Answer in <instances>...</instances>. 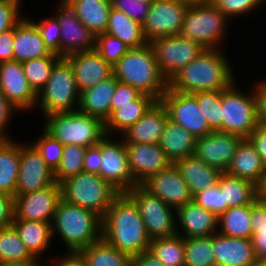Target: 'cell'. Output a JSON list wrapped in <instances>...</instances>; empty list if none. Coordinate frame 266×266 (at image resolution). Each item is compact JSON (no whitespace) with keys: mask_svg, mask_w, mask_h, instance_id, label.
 Segmentation results:
<instances>
[{"mask_svg":"<svg viewBox=\"0 0 266 266\" xmlns=\"http://www.w3.org/2000/svg\"><path fill=\"white\" fill-rule=\"evenodd\" d=\"M43 129L61 144L85 148L96 146L106 135L105 123L80 111L44 116Z\"/></svg>","mask_w":266,"mask_h":266,"instance_id":"5b68a950","label":"cell"},{"mask_svg":"<svg viewBox=\"0 0 266 266\" xmlns=\"http://www.w3.org/2000/svg\"><path fill=\"white\" fill-rule=\"evenodd\" d=\"M41 259L42 258L34 257L33 259L23 261H5L0 262V266H43L41 264V262H43ZM45 266H47V264Z\"/></svg>","mask_w":266,"mask_h":266,"instance_id":"e7e4bbea","label":"cell"},{"mask_svg":"<svg viewBox=\"0 0 266 266\" xmlns=\"http://www.w3.org/2000/svg\"><path fill=\"white\" fill-rule=\"evenodd\" d=\"M171 121L183 127L195 138L211 133L208 122L192 94L179 93L167 88L161 100Z\"/></svg>","mask_w":266,"mask_h":266,"instance_id":"4fadbf2b","label":"cell"},{"mask_svg":"<svg viewBox=\"0 0 266 266\" xmlns=\"http://www.w3.org/2000/svg\"><path fill=\"white\" fill-rule=\"evenodd\" d=\"M38 138L32 144L41 153V156L49 168L54 172L61 161L64 145L52 137L44 129Z\"/></svg>","mask_w":266,"mask_h":266,"instance_id":"bcb514c9","label":"cell"},{"mask_svg":"<svg viewBox=\"0 0 266 266\" xmlns=\"http://www.w3.org/2000/svg\"><path fill=\"white\" fill-rule=\"evenodd\" d=\"M12 225L34 257L41 258L42 254L51 248L53 240L51 223L14 219Z\"/></svg>","mask_w":266,"mask_h":266,"instance_id":"d6a6232c","label":"cell"},{"mask_svg":"<svg viewBox=\"0 0 266 266\" xmlns=\"http://www.w3.org/2000/svg\"><path fill=\"white\" fill-rule=\"evenodd\" d=\"M259 199L263 200L266 204V196H258Z\"/></svg>","mask_w":266,"mask_h":266,"instance_id":"89a4df30","label":"cell"},{"mask_svg":"<svg viewBox=\"0 0 266 266\" xmlns=\"http://www.w3.org/2000/svg\"><path fill=\"white\" fill-rule=\"evenodd\" d=\"M218 220L216 213L192 200L176 210V231L183 238L208 237L218 232Z\"/></svg>","mask_w":266,"mask_h":266,"instance_id":"603a6c76","label":"cell"},{"mask_svg":"<svg viewBox=\"0 0 266 266\" xmlns=\"http://www.w3.org/2000/svg\"><path fill=\"white\" fill-rule=\"evenodd\" d=\"M212 131H222L221 90L197 91L192 93Z\"/></svg>","mask_w":266,"mask_h":266,"instance_id":"ee69618b","label":"cell"},{"mask_svg":"<svg viewBox=\"0 0 266 266\" xmlns=\"http://www.w3.org/2000/svg\"><path fill=\"white\" fill-rule=\"evenodd\" d=\"M79 20L95 35L105 33L111 0H64Z\"/></svg>","mask_w":266,"mask_h":266,"instance_id":"1f68e13d","label":"cell"},{"mask_svg":"<svg viewBox=\"0 0 266 266\" xmlns=\"http://www.w3.org/2000/svg\"><path fill=\"white\" fill-rule=\"evenodd\" d=\"M248 139L254 145L263 164L266 166V126L258 124Z\"/></svg>","mask_w":266,"mask_h":266,"instance_id":"91938a15","label":"cell"},{"mask_svg":"<svg viewBox=\"0 0 266 266\" xmlns=\"http://www.w3.org/2000/svg\"><path fill=\"white\" fill-rule=\"evenodd\" d=\"M80 92L70 63L60 57L53 66L50 78L39 91L35 108L44 116L78 110ZM75 105V106H74Z\"/></svg>","mask_w":266,"mask_h":266,"instance_id":"8992f818","label":"cell"},{"mask_svg":"<svg viewBox=\"0 0 266 266\" xmlns=\"http://www.w3.org/2000/svg\"><path fill=\"white\" fill-rule=\"evenodd\" d=\"M153 0H111L112 8L122 11L134 21L143 24Z\"/></svg>","mask_w":266,"mask_h":266,"instance_id":"f907efd6","label":"cell"},{"mask_svg":"<svg viewBox=\"0 0 266 266\" xmlns=\"http://www.w3.org/2000/svg\"><path fill=\"white\" fill-rule=\"evenodd\" d=\"M45 56H57L46 47L36 25L23 17L15 26L13 40V60L23 62Z\"/></svg>","mask_w":266,"mask_h":266,"instance_id":"484cf974","label":"cell"},{"mask_svg":"<svg viewBox=\"0 0 266 266\" xmlns=\"http://www.w3.org/2000/svg\"><path fill=\"white\" fill-rule=\"evenodd\" d=\"M14 216V197L0 192V228L12 226Z\"/></svg>","mask_w":266,"mask_h":266,"instance_id":"6f0895ef","label":"cell"},{"mask_svg":"<svg viewBox=\"0 0 266 266\" xmlns=\"http://www.w3.org/2000/svg\"><path fill=\"white\" fill-rule=\"evenodd\" d=\"M119 81L114 75L80 92L78 111L96 117L104 123L111 116V100Z\"/></svg>","mask_w":266,"mask_h":266,"instance_id":"83f0119b","label":"cell"},{"mask_svg":"<svg viewBox=\"0 0 266 266\" xmlns=\"http://www.w3.org/2000/svg\"><path fill=\"white\" fill-rule=\"evenodd\" d=\"M216 266H255L257 258L251 239L212 235Z\"/></svg>","mask_w":266,"mask_h":266,"instance_id":"cb8c5ba5","label":"cell"},{"mask_svg":"<svg viewBox=\"0 0 266 266\" xmlns=\"http://www.w3.org/2000/svg\"><path fill=\"white\" fill-rule=\"evenodd\" d=\"M61 197L66 202L96 212L102 218L119 191L99 175L80 172L64 180Z\"/></svg>","mask_w":266,"mask_h":266,"instance_id":"9c48e42d","label":"cell"},{"mask_svg":"<svg viewBox=\"0 0 266 266\" xmlns=\"http://www.w3.org/2000/svg\"><path fill=\"white\" fill-rule=\"evenodd\" d=\"M64 58L70 63L79 92L113 75V67L95 49L77 52Z\"/></svg>","mask_w":266,"mask_h":266,"instance_id":"7402d4cb","label":"cell"},{"mask_svg":"<svg viewBox=\"0 0 266 266\" xmlns=\"http://www.w3.org/2000/svg\"><path fill=\"white\" fill-rule=\"evenodd\" d=\"M253 83L258 98L259 124L266 126V79Z\"/></svg>","mask_w":266,"mask_h":266,"instance_id":"6125c7cd","label":"cell"},{"mask_svg":"<svg viewBox=\"0 0 266 266\" xmlns=\"http://www.w3.org/2000/svg\"><path fill=\"white\" fill-rule=\"evenodd\" d=\"M20 164V142L0 139V192L15 197Z\"/></svg>","mask_w":266,"mask_h":266,"instance_id":"836d02e7","label":"cell"},{"mask_svg":"<svg viewBox=\"0 0 266 266\" xmlns=\"http://www.w3.org/2000/svg\"><path fill=\"white\" fill-rule=\"evenodd\" d=\"M105 135L101 139L102 164L99 176L109 182L119 192H127L138 185L132 177L123 138L114 139ZM122 140V141H121Z\"/></svg>","mask_w":266,"mask_h":266,"instance_id":"7c38bea8","label":"cell"},{"mask_svg":"<svg viewBox=\"0 0 266 266\" xmlns=\"http://www.w3.org/2000/svg\"><path fill=\"white\" fill-rule=\"evenodd\" d=\"M34 256L20 239L14 226L0 228V262L23 261Z\"/></svg>","mask_w":266,"mask_h":266,"instance_id":"60d3db41","label":"cell"},{"mask_svg":"<svg viewBox=\"0 0 266 266\" xmlns=\"http://www.w3.org/2000/svg\"><path fill=\"white\" fill-rule=\"evenodd\" d=\"M102 239L129 257L149 250L151 239L138 205L127 192H119L102 218Z\"/></svg>","mask_w":266,"mask_h":266,"instance_id":"6da1fadb","label":"cell"},{"mask_svg":"<svg viewBox=\"0 0 266 266\" xmlns=\"http://www.w3.org/2000/svg\"><path fill=\"white\" fill-rule=\"evenodd\" d=\"M149 251L165 266H184V238L179 234L151 239Z\"/></svg>","mask_w":266,"mask_h":266,"instance_id":"f35d334b","label":"cell"},{"mask_svg":"<svg viewBox=\"0 0 266 266\" xmlns=\"http://www.w3.org/2000/svg\"><path fill=\"white\" fill-rule=\"evenodd\" d=\"M189 5L176 0H153L142 24L148 42L164 36L180 35Z\"/></svg>","mask_w":266,"mask_h":266,"instance_id":"5bb4252c","label":"cell"},{"mask_svg":"<svg viewBox=\"0 0 266 266\" xmlns=\"http://www.w3.org/2000/svg\"><path fill=\"white\" fill-rule=\"evenodd\" d=\"M196 138L180 125L167 120L159 140V147L174 163L175 161L194 155Z\"/></svg>","mask_w":266,"mask_h":266,"instance_id":"4dcf8cb0","label":"cell"},{"mask_svg":"<svg viewBox=\"0 0 266 266\" xmlns=\"http://www.w3.org/2000/svg\"><path fill=\"white\" fill-rule=\"evenodd\" d=\"M15 27L0 33V63L13 60Z\"/></svg>","mask_w":266,"mask_h":266,"instance_id":"680465c9","label":"cell"},{"mask_svg":"<svg viewBox=\"0 0 266 266\" xmlns=\"http://www.w3.org/2000/svg\"><path fill=\"white\" fill-rule=\"evenodd\" d=\"M0 89L18 112L34 110L37 94L25 77L22 62L0 63Z\"/></svg>","mask_w":266,"mask_h":266,"instance_id":"ffe728a7","label":"cell"},{"mask_svg":"<svg viewBox=\"0 0 266 266\" xmlns=\"http://www.w3.org/2000/svg\"><path fill=\"white\" fill-rule=\"evenodd\" d=\"M187 183L192 196L218 183L221 171L209 166L195 155L179 159L173 163Z\"/></svg>","mask_w":266,"mask_h":266,"instance_id":"f546056e","label":"cell"},{"mask_svg":"<svg viewBox=\"0 0 266 266\" xmlns=\"http://www.w3.org/2000/svg\"><path fill=\"white\" fill-rule=\"evenodd\" d=\"M61 198V186L57 182L32 193L16 194L14 219L52 223Z\"/></svg>","mask_w":266,"mask_h":266,"instance_id":"2e32d148","label":"cell"},{"mask_svg":"<svg viewBox=\"0 0 266 266\" xmlns=\"http://www.w3.org/2000/svg\"><path fill=\"white\" fill-rule=\"evenodd\" d=\"M217 184L223 192V203H226V210L252 204L258 198V187L255 184L226 172L221 173Z\"/></svg>","mask_w":266,"mask_h":266,"instance_id":"d590c367","label":"cell"},{"mask_svg":"<svg viewBox=\"0 0 266 266\" xmlns=\"http://www.w3.org/2000/svg\"><path fill=\"white\" fill-rule=\"evenodd\" d=\"M80 253L88 266H132L131 257L103 239L82 249Z\"/></svg>","mask_w":266,"mask_h":266,"instance_id":"74e56055","label":"cell"},{"mask_svg":"<svg viewBox=\"0 0 266 266\" xmlns=\"http://www.w3.org/2000/svg\"><path fill=\"white\" fill-rule=\"evenodd\" d=\"M157 101L151 95L142 93L130 104L111 105V116L105 123L106 134L118 137L138 122Z\"/></svg>","mask_w":266,"mask_h":266,"instance_id":"4316f807","label":"cell"},{"mask_svg":"<svg viewBox=\"0 0 266 266\" xmlns=\"http://www.w3.org/2000/svg\"><path fill=\"white\" fill-rule=\"evenodd\" d=\"M59 8L54 16L61 28L60 57L95 49L96 35L77 17L71 7L64 1L57 2Z\"/></svg>","mask_w":266,"mask_h":266,"instance_id":"e0dca14e","label":"cell"},{"mask_svg":"<svg viewBox=\"0 0 266 266\" xmlns=\"http://www.w3.org/2000/svg\"><path fill=\"white\" fill-rule=\"evenodd\" d=\"M258 196H266V171L260 185L258 186Z\"/></svg>","mask_w":266,"mask_h":266,"instance_id":"03108f58","label":"cell"},{"mask_svg":"<svg viewBox=\"0 0 266 266\" xmlns=\"http://www.w3.org/2000/svg\"><path fill=\"white\" fill-rule=\"evenodd\" d=\"M86 148L78 145H65L58 168L54 171V178L58 184L64 180L83 172V161Z\"/></svg>","mask_w":266,"mask_h":266,"instance_id":"f6af8a7d","label":"cell"},{"mask_svg":"<svg viewBox=\"0 0 266 266\" xmlns=\"http://www.w3.org/2000/svg\"><path fill=\"white\" fill-rule=\"evenodd\" d=\"M113 75L119 82L151 95L158 101L168 88V81L159 70L150 43L138 48H129L113 66Z\"/></svg>","mask_w":266,"mask_h":266,"instance_id":"277c9868","label":"cell"},{"mask_svg":"<svg viewBox=\"0 0 266 266\" xmlns=\"http://www.w3.org/2000/svg\"><path fill=\"white\" fill-rule=\"evenodd\" d=\"M242 140L238 135L212 131L206 136L196 138L194 155L209 166L226 172Z\"/></svg>","mask_w":266,"mask_h":266,"instance_id":"d6986e66","label":"cell"},{"mask_svg":"<svg viewBox=\"0 0 266 266\" xmlns=\"http://www.w3.org/2000/svg\"><path fill=\"white\" fill-rule=\"evenodd\" d=\"M15 111L18 112L0 89V139H11L6 129L10 125L11 116H14Z\"/></svg>","mask_w":266,"mask_h":266,"instance_id":"db71d44e","label":"cell"},{"mask_svg":"<svg viewBox=\"0 0 266 266\" xmlns=\"http://www.w3.org/2000/svg\"><path fill=\"white\" fill-rule=\"evenodd\" d=\"M52 237H61L66 252H80L102 239V217L60 199L51 223ZM57 233V234H56Z\"/></svg>","mask_w":266,"mask_h":266,"instance_id":"3957f363","label":"cell"},{"mask_svg":"<svg viewBox=\"0 0 266 266\" xmlns=\"http://www.w3.org/2000/svg\"><path fill=\"white\" fill-rule=\"evenodd\" d=\"M140 185L175 210L193 200L187 183L174 164L149 176Z\"/></svg>","mask_w":266,"mask_h":266,"instance_id":"ac0fdd59","label":"cell"},{"mask_svg":"<svg viewBox=\"0 0 266 266\" xmlns=\"http://www.w3.org/2000/svg\"><path fill=\"white\" fill-rule=\"evenodd\" d=\"M129 47L120 39L106 33L96 35L95 50L112 67L127 52Z\"/></svg>","mask_w":266,"mask_h":266,"instance_id":"7dc6e473","label":"cell"},{"mask_svg":"<svg viewBox=\"0 0 266 266\" xmlns=\"http://www.w3.org/2000/svg\"><path fill=\"white\" fill-rule=\"evenodd\" d=\"M176 1L191 6V5H196V4H200V3H205V2H208L211 0H176Z\"/></svg>","mask_w":266,"mask_h":266,"instance_id":"003e7915","label":"cell"},{"mask_svg":"<svg viewBox=\"0 0 266 266\" xmlns=\"http://www.w3.org/2000/svg\"><path fill=\"white\" fill-rule=\"evenodd\" d=\"M125 147L132 177L138 185L173 164L158 144L125 143Z\"/></svg>","mask_w":266,"mask_h":266,"instance_id":"44dd1931","label":"cell"},{"mask_svg":"<svg viewBox=\"0 0 266 266\" xmlns=\"http://www.w3.org/2000/svg\"><path fill=\"white\" fill-rule=\"evenodd\" d=\"M193 200L218 216L226 210V203H223V192H221L218 184L198 192L193 196Z\"/></svg>","mask_w":266,"mask_h":266,"instance_id":"816d5d0a","label":"cell"},{"mask_svg":"<svg viewBox=\"0 0 266 266\" xmlns=\"http://www.w3.org/2000/svg\"><path fill=\"white\" fill-rule=\"evenodd\" d=\"M20 0H0V33L14 28L24 17Z\"/></svg>","mask_w":266,"mask_h":266,"instance_id":"f5cc1de1","label":"cell"},{"mask_svg":"<svg viewBox=\"0 0 266 266\" xmlns=\"http://www.w3.org/2000/svg\"><path fill=\"white\" fill-rule=\"evenodd\" d=\"M168 119L167 109L161 101H157L138 122L131 125L120 137L125 143L158 144Z\"/></svg>","mask_w":266,"mask_h":266,"instance_id":"d4e9b609","label":"cell"},{"mask_svg":"<svg viewBox=\"0 0 266 266\" xmlns=\"http://www.w3.org/2000/svg\"><path fill=\"white\" fill-rule=\"evenodd\" d=\"M55 181L54 172L32 144L20 142V164L16 194H28L44 189Z\"/></svg>","mask_w":266,"mask_h":266,"instance_id":"9a60e30c","label":"cell"},{"mask_svg":"<svg viewBox=\"0 0 266 266\" xmlns=\"http://www.w3.org/2000/svg\"><path fill=\"white\" fill-rule=\"evenodd\" d=\"M102 161L100 140L96 146L86 148L83 161V172L99 175Z\"/></svg>","mask_w":266,"mask_h":266,"instance_id":"11a10c76","label":"cell"},{"mask_svg":"<svg viewBox=\"0 0 266 266\" xmlns=\"http://www.w3.org/2000/svg\"><path fill=\"white\" fill-rule=\"evenodd\" d=\"M132 266H165L155 255L149 250L132 257Z\"/></svg>","mask_w":266,"mask_h":266,"instance_id":"be15d7a7","label":"cell"},{"mask_svg":"<svg viewBox=\"0 0 266 266\" xmlns=\"http://www.w3.org/2000/svg\"><path fill=\"white\" fill-rule=\"evenodd\" d=\"M229 20L211 1L191 5L186 11L180 35L200 43L205 49H221Z\"/></svg>","mask_w":266,"mask_h":266,"instance_id":"52a82bcc","label":"cell"},{"mask_svg":"<svg viewBox=\"0 0 266 266\" xmlns=\"http://www.w3.org/2000/svg\"><path fill=\"white\" fill-rule=\"evenodd\" d=\"M59 58V56H45L22 62L25 77L36 94L48 82L54 63Z\"/></svg>","mask_w":266,"mask_h":266,"instance_id":"b9f144b4","label":"cell"},{"mask_svg":"<svg viewBox=\"0 0 266 266\" xmlns=\"http://www.w3.org/2000/svg\"><path fill=\"white\" fill-rule=\"evenodd\" d=\"M149 43L159 70L167 81L205 50L200 43L181 35L164 36Z\"/></svg>","mask_w":266,"mask_h":266,"instance_id":"8fae6325","label":"cell"},{"mask_svg":"<svg viewBox=\"0 0 266 266\" xmlns=\"http://www.w3.org/2000/svg\"><path fill=\"white\" fill-rule=\"evenodd\" d=\"M237 84L221 90L222 131L248 139L259 124L258 98L254 85L246 94Z\"/></svg>","mask_w":266,"mask_h":266,"instance_id":"ba28073f","label":"cell"},{"mask_svg":"<svg viewBox=\"0 0 266 266\" xmlns=\"http://www.w3.org/2000/svg\"><path fill=\"white\" fill-rule=\"evenodd\" d=\"M127 193L137 203L140 217L150 239L177 234L176 210L174 208L150 194L141 185L134 186Z\"/></svg>","mask_w":266,"mask_h":266,"instance_id":"30bf717a","label":"cell"},{"mask_svg":"<svg viewBox=\"0 0 266 266\" xmlns=\"http://www.w3.org/2000/svg\"><path fill=\"white\" fill-rule=\"evenodd\" d=\"M223 49H205L169 81L168 88L179 93L225 90L235 82L233 66Z\"/></svg>","mask_w":266,"mask_h":266,"instance_id":"7a4b0ae2","label":"cell"},{"mask_svg":"<svg viewBox=\"0 0 266 266\" xmlns=\"http://www.w3.org/2000/svg\"><path fill=\"white\" fill-rule=\"evenodd\" d=\"M184 266H216L212 235L208 237L184 238Z\"/></svg>","mask_w":266,"mask_h":266,"instance_id":"ab89813d","label":"cell"},{"mask_svg":"<svg viewBox=\"0 0 266 266\" xmlns=\"http://www.w3.org/2000/svg\"><path fill=\"white\" fill-rule=\"evenodd\" d=\"M266 0H211L229 19L247 15ZM236 15V16H235Z\"/></svg>","mask_w":266,"mask_h":266,"instance_id":"681fc988","label":"cell"},{"mask_svg":"<svg viewBox=\"0 0 266 266\" xmlns=\"http://www.w3.org/2000/svg\"><path fill=\"white\" fill-rule=\"evenodd\" d=\"M218 233L227 237L251 239V204L228 208L220 214Z\"/></svg>","mask_w":266,"mask_h":266,"instance_id":"8d00e7d4","label":"cell"},{"mask_svg":"<svg viewBox=\"0 0 266 266\" xmlns=\"http://www.w3.org/2000/svg\"><path fill=\"white\" fill-rule=\"evenodd\" d=\"M141 94L142 93L138 89L128 84L118 82L110 105L130 104V102L137 99Z\"/></svg>","mask_w":266,"mask_h":266,"instance_id":"9f6ffc18","label":"cell"},{"mask_svg":"<svg viewBox=\"0 0 266 266\" xmlns=\"http://www.w3.org/2000/svg\"><path fill=\"white\" fill-rule=\"evenodd\" d=\"M266 166L263 164L256 148L249 139H243L231 160L226 173L242 180L250 181L257 187L265 175Z\"/></svg>","mask_w":266,"mask_h":266,"instance_id":"f1b7e54d","label":"cell"},{"mask_svg":"<svg viewBox=\"0 0 266 266\" xmlns=\"http://www.w3.org/2000/svg\"><path fill=\"white\" fill-rule=\"evenodd\" d=\"M37 27L46 47L52 54L60 57L61 28L57 18L52 14L39 22L30 19Z\"/></svg>","mask_w":266,"mask_h":266,"instance_id":"c3c4849f","label":"cell"},{"mask_svg":"<svg viewBox=\"0 0 266 266\" xmlns=\"http://www.w3.org/2000/svg\"><path fill=\"white\" fill-rule=\"evenodd\" d=\"M105 33L122 40L129 48H138L149 43L143 33L142 24L114 8L110 10Z\"/></svg>","mask_w":266,"mask_h":266,"instance_id":"e575fe53","label":"cell"},{"mask_svg":"<svg viewBox=\"0 0 266 266\" xmlns=\"http://www.w3.org/2000/svg\"><path fill=\"white\" fill-rule=\"evenodd\" d=\"M251 241L257 259L266 258V204L257 198L251 204Z\"/></svg>","mask_w":266,"mask_h":266,"instance_id":"7bdbcfd3","label":"cell"},{"mask_svg":"<svg viewBox=\"0 0 266 266\" xmlns=\"http://www.w3.org/2000/svg\"><path fill=\"white\" fill-rule=\"evenodd\" d=\"M255 266H266V258L258 259L257 264Z\"/></svg>","mask_w":266,"mask_h":266,"instance_id":"a7ac6f4b","label":"cell"},{"mask_svg":"<svg viewBox=\"0 0 266 266\" xmlns=\"http://www.w3.org/2000/svg\"><path fill=\"white\" fill-rule=\"evenodd\" d=\"M53 260H48L52 265L48 266H88L86 263V259L80 252H67L64 256L60 255V257Z\"/></svg>","mask_w":266,"mask_h":266,"instance_id":"94428289","label":"cell"}]
</instances>
